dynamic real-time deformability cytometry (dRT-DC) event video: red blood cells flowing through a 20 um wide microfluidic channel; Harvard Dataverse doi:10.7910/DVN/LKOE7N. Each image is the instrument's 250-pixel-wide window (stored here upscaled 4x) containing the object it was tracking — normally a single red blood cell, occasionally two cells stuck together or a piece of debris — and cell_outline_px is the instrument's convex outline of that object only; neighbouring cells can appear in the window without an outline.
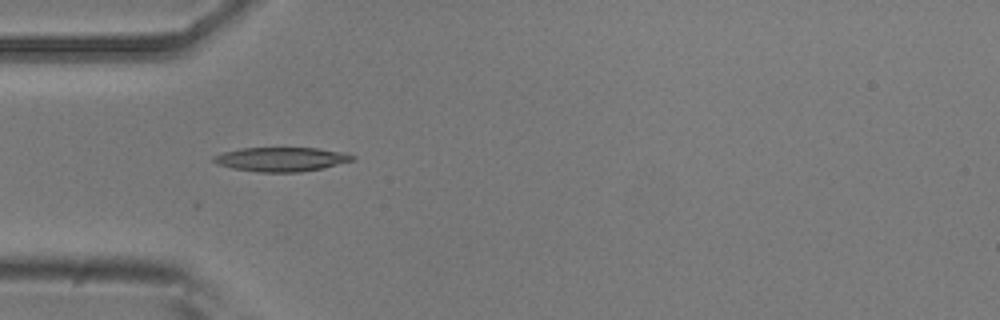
{"species": "common noctule bat (a hibernating species)", "species_latin": "Nyctalus noctula", "temperature_condition": "room temperature", "stored_images_in_passage": 10, "camera_frame_rate_fps": 3000, "um_per_image_px": 0.085, "animal": {"sex": "male", "body_mass_g": 20.5, "forearm_length_mm": 52.5}, "frame": {"image": 1, "passage_image": 1, "time_ms": 0.0, "image_size_px": [1000, 320], "cell_outline_px": [[356, 160], [324, 168], [300, 172], [260, 172], [232, 168], [220, 164], [212, 160], [212, 156], [224, 152], [240, 148], [316, 148], [344, 152], [356, 156]], "centroid_in_image_um": [23.97, 13.54], "position_along_channel_um": 61.0, "area_um2": 19.59}}
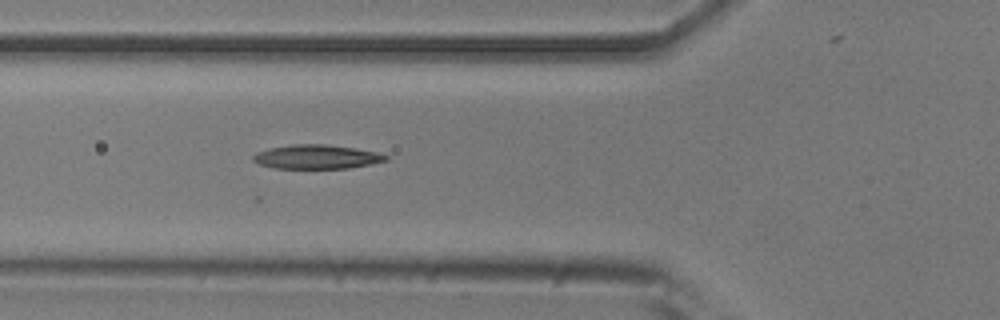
{"frame": {"image": 2, "passage_image": 4, "time_ms": 1.0, "image_size_px": [1000, 320], "cell_outline_px": [[388, 160], [372, 164], [348, 168], [272, 168], [260, 164], [252, 160], [252, 156], [256, 152], [268, 148], [292, 144], [324, 144], [356, 148], [376, 152], [388, 156]], "centroid_in_image_um": [26.89, 13.32], "position_along_channel_um": 98.9, "area_um2": 18.67}}
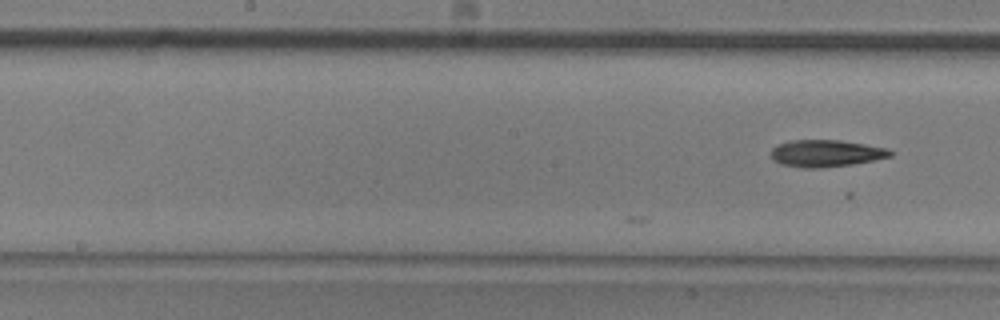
{"frame": {"image": 3, "passage_image": 10, "time_ms": 3.0, "image_size_px": [1000, 320], "cell_outline_px": [[892, 156], [852, 164], [824, 168], [800, 168], [780, 164], [772, 156], [772, 148], [776, 144], [788, 140], [840, 140], [888, 148], [892, 152]], "centroid_in_image_um": [70.18, 13.03], "position_along_channel_um": 178.0, "area_um2": 18.79}}